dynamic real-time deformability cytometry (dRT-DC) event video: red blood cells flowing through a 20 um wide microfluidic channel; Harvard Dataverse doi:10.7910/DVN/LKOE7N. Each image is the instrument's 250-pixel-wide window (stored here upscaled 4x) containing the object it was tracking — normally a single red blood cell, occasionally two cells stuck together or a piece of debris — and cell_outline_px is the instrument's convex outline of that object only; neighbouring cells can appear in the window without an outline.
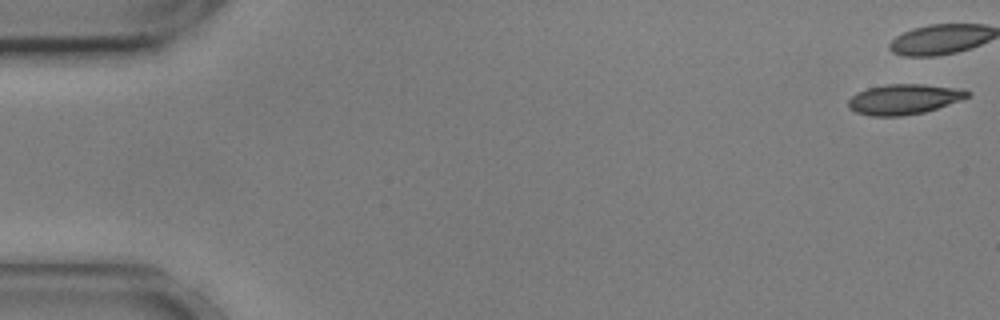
{"species": "common noctule bat (a hibernating species)", "species_latin": "Nyctalus noctula", "temperature_condition": "cold", "stored_images_in_passage": 43, "camera_frame_rate_fps": 3000, "um_per_image_px": 0.085, "animal": {"sex": "male", "body_mass_g": 17.9, "forearm_length_mm": 54.2}, "frame": {"image": 1, "passage_image": 1, "time_ms": 0.0, "image_size_px": [1000, 320], "cell_outline_px": [[972, 92], [968, 96], [960, 100], [924, 112], [904, 116], [872, 116], [856, 112], [848, 108], [848, 100], [856, 92], [868, 88], [884, 84], [924, 84], [964, 88]], "centroid_in_image_um": [76.84, 8.42], "position_along_channel_um": 8.2, "area_um2": 21.15}}